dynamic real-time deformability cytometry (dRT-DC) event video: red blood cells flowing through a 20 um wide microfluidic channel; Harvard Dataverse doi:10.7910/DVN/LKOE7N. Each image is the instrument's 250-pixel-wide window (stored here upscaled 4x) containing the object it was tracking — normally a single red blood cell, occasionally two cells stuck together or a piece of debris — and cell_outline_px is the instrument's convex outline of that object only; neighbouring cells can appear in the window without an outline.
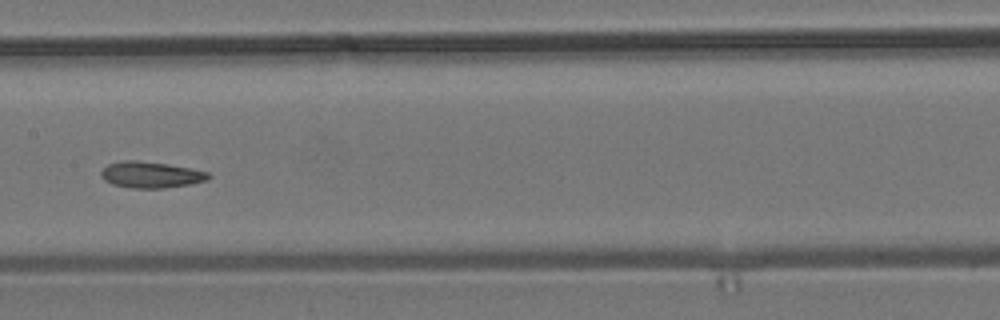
{"species": "common noctule bat (a hibernating species)", "species_latin": "Nyctalus noctula", "temperature_condition": "room temperature", "stored_images_in_passage": 13, "camera_frame_rate_fps": 3000, "um_per_image_px": 0.085, "animal": {"sex": "male", "body_mass_g": 19.2, "forearm_length_mm": 51.8}, "frame": {"image": 1, "passage_image": 6, "time_ms": 6.667, "image_size_px": [1000, 320], "cell_outline_px": [[212, 176], [208, 180], [188, 184], [164, 188], [132, 188], [112, 184], [104, 180], [100, 176], [100, 172], [108, 164], [124, 160], [136, 160], [168, 164], [192, 168], [208, 172]], "centroid_in_image_um": [12.83, 14.85], "position_along_channel_um": 194.6, "area_um2": 16.47}}
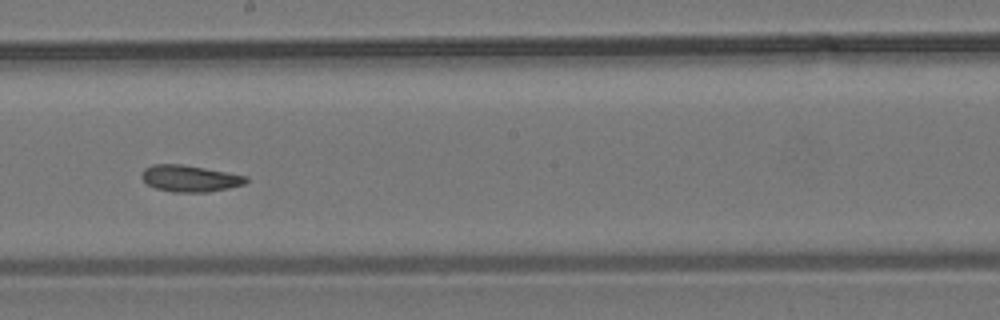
{"frame": {"image": 2, "passage_image": 7, "time_ms": 7.667, "image_size_px": [1000, 320], "cell_outline_px": [[248, 180], [244, 184], [228, 188], [208, 192], [172, 192], [156, 188], [148, 184], [140, 176], [140, 172], [144, 168], [152, 164], [180, 164], [204, 168], [248, 176]], "centroid_in_image_um": [16.11, 15.16], "position_along_channel_um": 232.1, "area_um2": 16.13}}
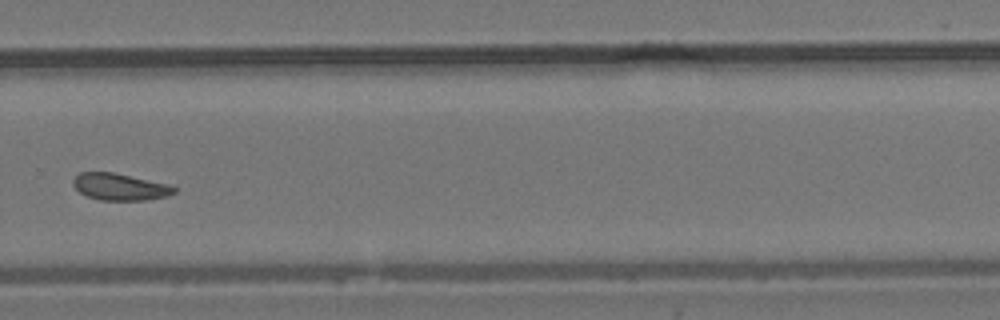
{"frame": {"image": 3, "passage_image": 9, "time_ms": 10.0, "image_size_px": [1000, 320], "cell_outline_px": [[176, 192], [168, 196], [144, 200], [100, 200], [88, 196], [80, 192], [72, 184], [72, 180], [80, 172], [112, 172], [168, 184], [176, 188]], "centroid_in_image_um": [10.19, 15.88], "position_along_channel_um": 319.6, "area_um2": 15.66}, "authors_computed_cell_mechanics": {"area_um2": 16.473, "velocity_mm_per_s": 3.7622, "shape_relaxation_time_tau1_ms": 3.7757, "shape_relaxation_time_tau2_ms": null, "deformation_change_tau1": 0.0741, "deformation_change_tau2": null}}